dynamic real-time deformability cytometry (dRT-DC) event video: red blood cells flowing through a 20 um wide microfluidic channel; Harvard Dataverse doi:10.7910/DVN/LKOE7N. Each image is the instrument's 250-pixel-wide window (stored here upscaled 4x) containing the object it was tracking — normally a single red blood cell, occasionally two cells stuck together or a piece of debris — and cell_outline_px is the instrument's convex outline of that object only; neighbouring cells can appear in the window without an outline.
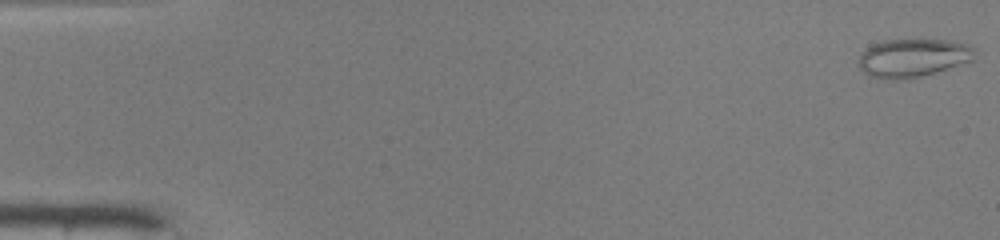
{"species": "common noctule bat (a hibernating species)", "species_latin": "Nyctalus noctula", "temperature_condition": "warm", "stored_images_in_passage": 44, "camera_frame_rate_fps": 3000, "um_per_image_px": 0.085, "animal": {"sex": "male", "body_mass_g": 19.0, "forearm_length_mm": 50.8}, "frame": {"image": 1, "passage_image": 1, "time_ms": 0.0, "image_size_px": [1000, 240], "cell_outline_px": [[972, 60], [936, 72], [920, 76], [900, 80], [888, 80], [872, 76], [864, 72], [860, 68], [860, 56], [868, 48], [884, 40], [944, 40], [968, 44], [972, 48]], "centroid_in_image_um": [77.58, 4.93], "position_along_channel_um": 7.4, "area_um2": 25.2}}
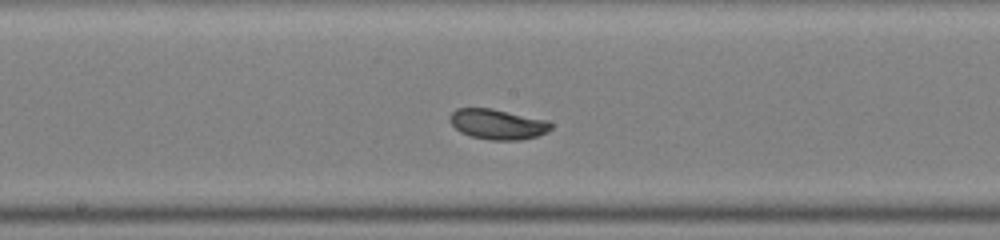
{"frame": {"image": 2, "passage_image": 20, "time_ms": 6.333, "image_size_px": [1000, 240], "cell_outline_px": [[552, 128], [548, 132], [536, 136], [520, 140], [492, 140], [472, 136], [460, 132], [448, 120], [448, 116], [456, 108], [492, 108], [548, 120], [552, 124]], "centroid_in_image_um": [42.3, 10.55], "position_along_channel_um": 205.9, "area_um2": 17.92}}
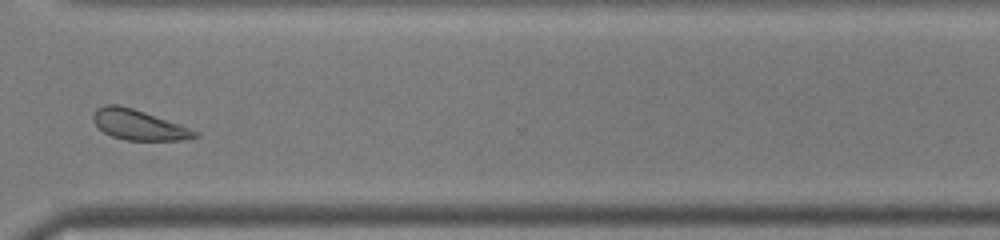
{"frame": {"image": 3, "passage_image": 31, "time_ms": 10.0, "image_size_px": [1000, 240], "cell_outline_px": [[200, 136], [180, 140], [124, 140], [112, 136], [104, 132], [96, 124], [92, 116], [96, 108], [104, 104], [120, 104], [180, 124], [200, 132]], "centroid_in_image_um": [11.79, 10.6], "position_along_channel_um": 358.8, "area_um2": 17.86}, "authors_computed_cell_mechanics": {"area_um2": 18.6983, "velocity_mm_per_s": 4.1451, "shape_relaxation_time_tau1_ms": 3.0735, "shape_relaxation_time_tau2_ms": null, "deformation_change_tau1": 0.0995, "deformation_change_tau2": null}}